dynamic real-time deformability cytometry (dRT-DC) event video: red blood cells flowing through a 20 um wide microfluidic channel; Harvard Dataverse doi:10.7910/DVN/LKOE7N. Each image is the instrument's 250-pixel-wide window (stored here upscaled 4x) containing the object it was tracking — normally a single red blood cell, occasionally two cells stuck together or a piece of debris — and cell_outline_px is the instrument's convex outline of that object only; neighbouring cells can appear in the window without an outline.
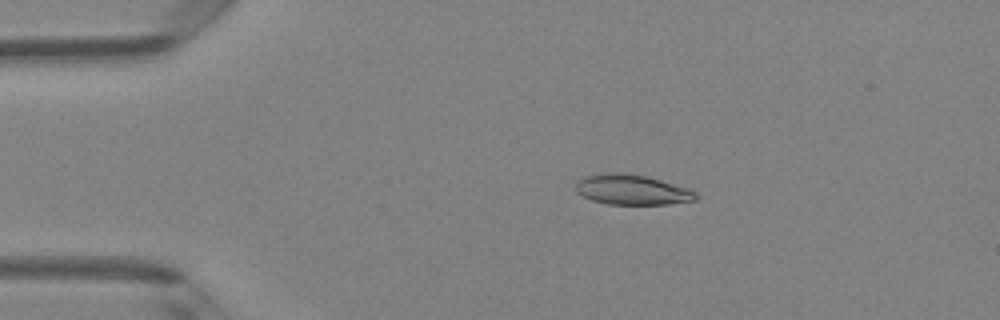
{"species": "Egyptian fruit bat (a non-hibernating species)", "species_latin": "Rousettus aegyptiacus", "temperature_condition": "room temperature", "stored_images_in_passage": 5, "camera_frame_rate_fps": 3000, "um_per_image_px": 0.085, "animal": {"sex": "female"}, "frame": {"image": 1, "passage_image": 3, "time_ms": 3.0, "image_size_px": [1000, 320], "cell_outline_px": [[700, 196], [696, 200], [668, 204], [608, 204], [592, 200], [576, 192], [576, 180], [584, 176], [608, 172], [628, 172], [660, 180], [688, 188], [696, 192]], "centroid_in_image_um": [53.71, 16.11], "position_along_channel_um": 31.3, "area_um2": 21.21}}
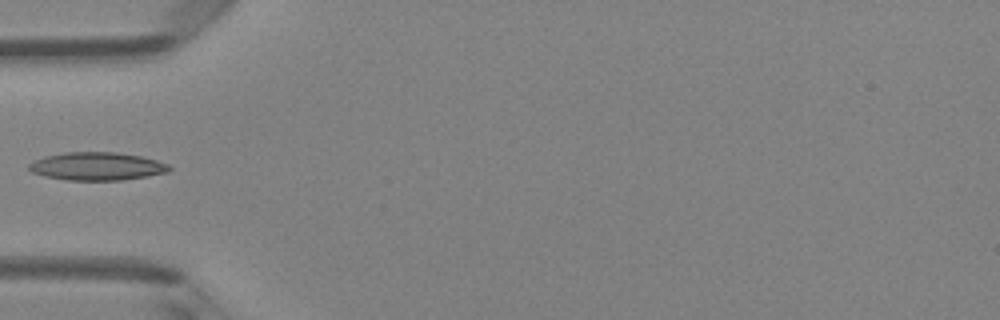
{"frame": {"image": 2, "passage_image": 5, "time_ms": 5.333, "image_size_px": [1000, 320], "cell_outline_px": [[172, 168], [168, 172], [148, 176], [120, 180], [68, 180], [44, 176], [32, 172], [28, 168], [28, 164], [44, 156], [64, 152], [116, 152], [140, 156], [156, 160], [168, 164]], "centroid_in_image_um": [8.24, 14.13], "position_along_channel_um": 76.8, "area_um2": 22.89}}